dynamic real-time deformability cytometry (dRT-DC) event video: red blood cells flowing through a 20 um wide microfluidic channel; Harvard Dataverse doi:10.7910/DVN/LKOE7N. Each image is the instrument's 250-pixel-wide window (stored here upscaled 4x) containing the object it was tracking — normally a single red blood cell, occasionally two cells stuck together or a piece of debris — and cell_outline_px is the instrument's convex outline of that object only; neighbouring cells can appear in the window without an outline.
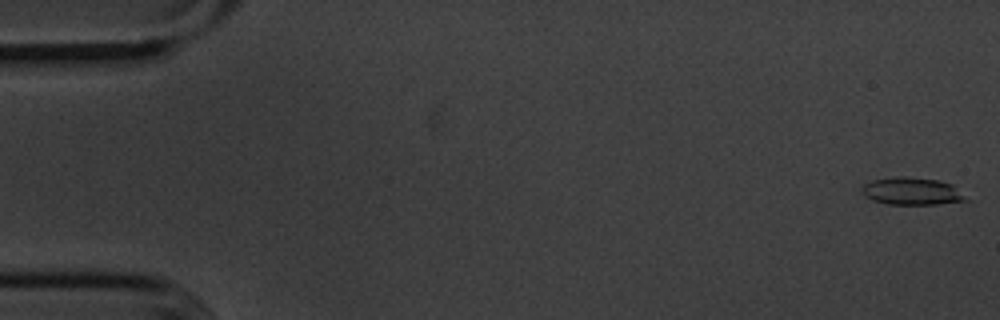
{"species": "common noctule bat (a hibernating species)", "species_latin": "Nyctalus noctula", "temperature_condition": "cold", "stored_images_in_passage": 55, "camera_frame_rate_fps": 3000, "um_per_image_px": 0.085, "animal": {"sex": "male", "body_mass_g": 20.1, "forearm_length_mm": 53.5}, "frame": {"image": 1, "passage_image": 1, "time_ms": 0.0, "image_size_px": [1000, 320], "cell_outline_px": [[968, 200], [936, 204], [888, 204], [872, 200], [864, 196], [860, 192], [860, 188], [864, 184], [872, 180], [900, 176], [904, 176], [936, 180], [952, 184]], "centroid_in_image_um": [77.43, 16.25], "position_along_channel_um": 7.6, "area_um2": 16.47}}
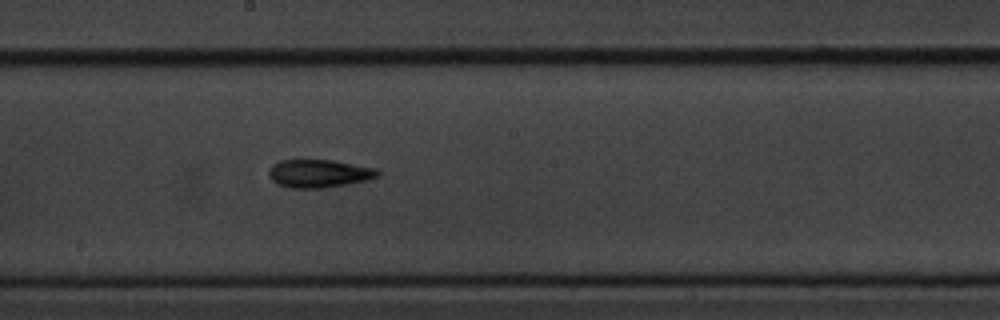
{"frame": {"image": 2, "passage_image": 30, "time_ms": 9.667, "image_size_px": [1000, 320], "cell_outline_px": [[380, 176], [348, 184], [324, 188], [292, 188], [276, 184], [268, 176], [268, 168], [272, 164], [280, 160], [332, 160], [376, 168], [380, 172]], "centroid_in_image_um": [27.07, 14.75], "position_along_channel_um": 221.1, "area_um2": 17.92}}
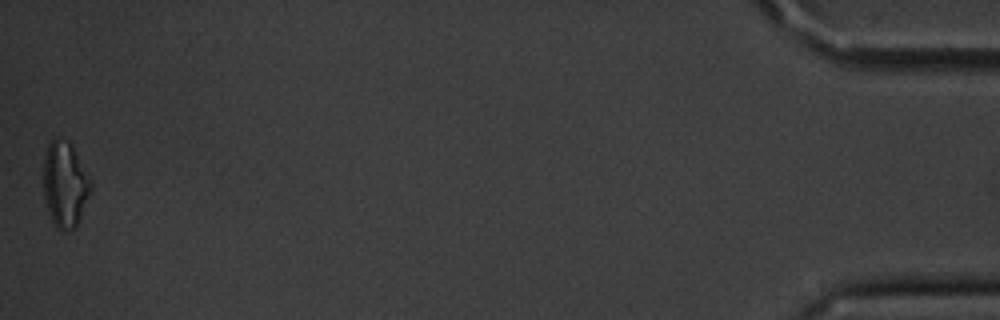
{"frame": {"image": 3, "passage_image": 55, "time_ms": 18.0, "image_size_px": [1000, 320], "cell_outline_px": [[92, 192], [80, 220], [76, 228], [64, 232], [60, 232], [56, 228], [52, 220], [44, 196], [44, 156], [48, 144], [52, 140], [68, 140], [72, 144], [92, 180]], "centroid_in_image_um": [5.57, 15.72], "position_along_channel_um": 429.6, "area_um2": 23.99}, "authors_computed_cell_mechanics": {"area_um2": 16.8198, "velocity_mm_per_s": 3.6265, "shape_relaxation_time_tau1_ms": 6.4515, "shape_relaxation_time_tau2_ms": 7.689, "deformation_change_tau1": 0.1988, "deformation_change_tau2": 0.1963}}